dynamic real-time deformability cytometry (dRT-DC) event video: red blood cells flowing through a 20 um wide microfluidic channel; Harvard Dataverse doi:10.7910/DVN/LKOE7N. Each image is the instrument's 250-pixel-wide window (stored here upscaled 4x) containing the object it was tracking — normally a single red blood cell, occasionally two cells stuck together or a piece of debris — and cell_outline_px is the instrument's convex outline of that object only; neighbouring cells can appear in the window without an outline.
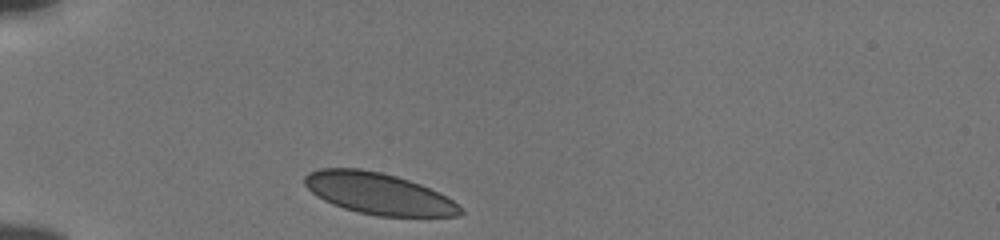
{"species": "human", "species_latin": "Homo sapiens", "temperature_condition": "cold", "stored_images_in_passage": 32, "camera_frame_rate_fps": 3000, "um_per_image_px": 0.085, "donor": {"sex": "male"}, "frame": {"image": 1, "passage_image": 1, "time_ms": 0.0, "image_size_px": [1000, 240], "cell_outline_px": [[464, 212], [456, 216], [376, 216], [356, 212], [332, 204], [316, 196], [304, 184], [304, 176], [308, 172], [320, 168], [360, 168], [380, 172], [396, 176], [420, 184], [452, 200]], "centroid_in_image_um": [32.11, 16.45], "position_along_channel_um": 52.9, "area_um2": 37.34}}
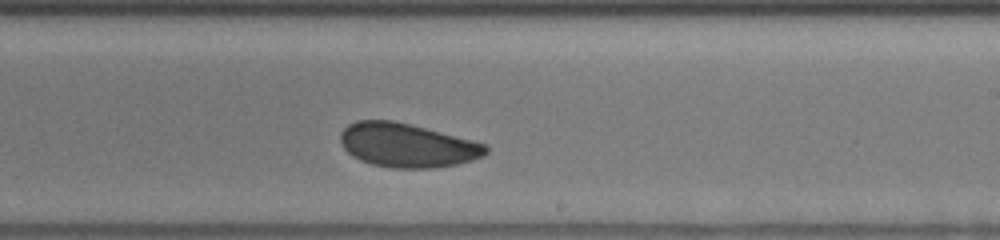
{"frame": {"image": 2, "passage_image": 19, "time_ms": 6.0, "image_size_px": [1000, 240], "cell_outline_px": [[488, 152], [484, 156], [472, 160], [456, 164], [432, 168], [392, 168], [372, 164], [360, 160], [352, 156], [344, 148], [340, 140], [340, 132], [348, 124], [356, 120], [392, 120], [488, 144]], "centroid_in_image_um": [34.59, 12.35], "position_along_channel_um": 254.4, "area_um2": 37.11}}
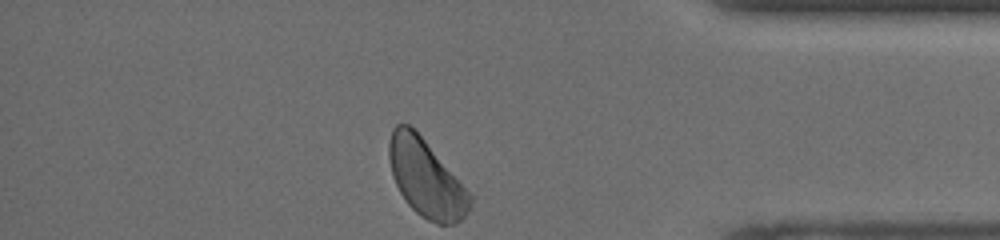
{"frame": {"image": 3, "passage_image": 32, "time_ms": 10.333, "image_size_px": [1000, 240], "cell_outline_px": [[472, 204], [468, 212], [456, 224], [436, 224], [420, 216], [408, 204], [400, 192], [392, 176], [388, 160], [388, 140], [392, 128], [396, 124], [408, 124], [424, 140], [472, 196]], "centroid_in_image_um": [36.18, 15.17], "position_along_channel_um": 399.0, "area_um2": 36.07}, "authors_computed_cell_mechanics": {"area_um2": 37.4255, "velocity_mm_per_s": 3.7787, "shape_relaxation_time_tau1_ms": 4.7336, "shape_relaxation_time_tau2_ms": 1.3715, "deformation_change_tau1": 0.0533, "deformation_change_tau2": 0.0437}}